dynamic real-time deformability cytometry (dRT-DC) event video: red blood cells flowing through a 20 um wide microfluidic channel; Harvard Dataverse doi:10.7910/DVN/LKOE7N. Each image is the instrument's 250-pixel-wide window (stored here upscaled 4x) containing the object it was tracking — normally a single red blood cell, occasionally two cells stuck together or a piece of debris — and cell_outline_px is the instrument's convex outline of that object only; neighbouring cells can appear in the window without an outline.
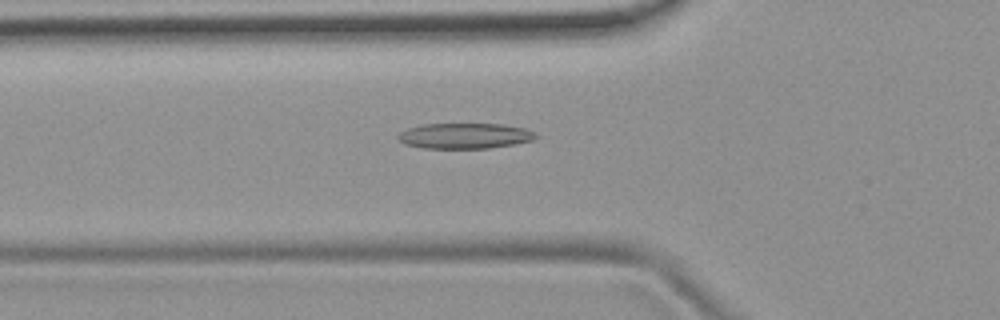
{"species": "common noctule bat (a hibernating species)", "species_latin": "Nyctalus noctula", "temperature_condition": "room temperature", "stored_images_in_passage": 52, "camera_frame_rate_fps": 3000, "um_per_image_px": 0.085, "animal": {"sex": "female", "body_mass_g": 19.9}, "frame": {"image": 1, "passage_image": 18, "time_ms": 5.667, "image_size_px": [1000, 320], "cell_outline_px": [[540, 136], [532, 140], [516, 144], [488, 148], [424, 148], [404, 144], [396, 136], [400, 132], [408, 128], [420, 124], [500, 124], [524, 128]], "centroid_in_image_um": [39.49, 11.55], "position_along_channel_um": 86.3, "area_um2": 20.46}}
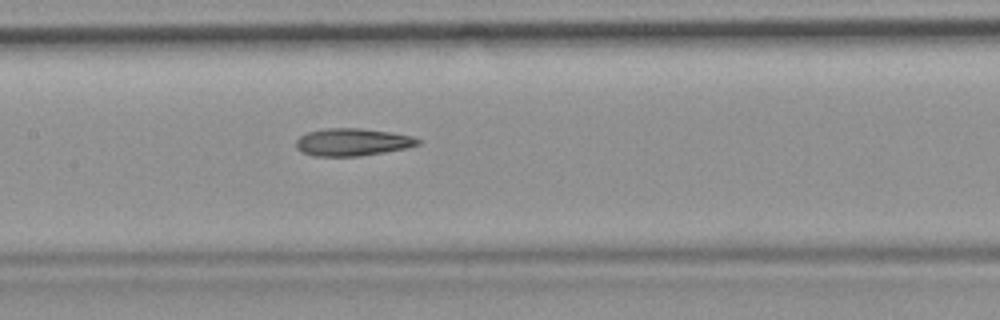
{"frame": {"image": 2, "passage_image": 25, "time_ms": 8.0, "image_size_px": [1000, 320], "cell_outline_px": [[420, 144], [408, 148], [360, 156], [312, 156], [300, 152], [296, 148], [296, 140], [300, 136], [308, 132], [324, 128], [360, 128], [392, 132], [412, 136], [420, 140]], "centroid_in_image_um": [29.94, 12.08], "position_along_channel_um": 177.5, "area_um2": 19.71}}
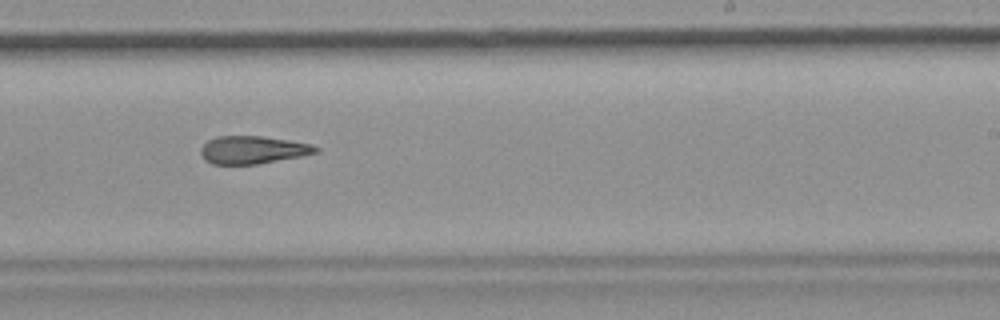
{"frame": {"image": 3, "passage_image": 32, "time_ms": 10.333, "image_size_px": [1000, 320], "cell_outline_px": [[320, 152], [300, 156], [256, 164], [212, 164], [204, 160], [200, 152], [200, 148], [208, 140], [216, 136], [260, 136], [288, 140], [312, 144], [320, 148]], "centroid_in_image_um": [21.47, 12.73], "position_along_channel_um": 267.5, "area_um2": 18.61}, "authors_computed_cell_mechanics": {"area_um2": 19.9699, "velocity_mm_per_s": 3.8819, "shape_relaxation_time_tau1_ms": null, "shape_relaxation_time_tau2_ms": 4.4188, "deformation_change_tau1": null, "deformation_change_tau2": 0.1532}}